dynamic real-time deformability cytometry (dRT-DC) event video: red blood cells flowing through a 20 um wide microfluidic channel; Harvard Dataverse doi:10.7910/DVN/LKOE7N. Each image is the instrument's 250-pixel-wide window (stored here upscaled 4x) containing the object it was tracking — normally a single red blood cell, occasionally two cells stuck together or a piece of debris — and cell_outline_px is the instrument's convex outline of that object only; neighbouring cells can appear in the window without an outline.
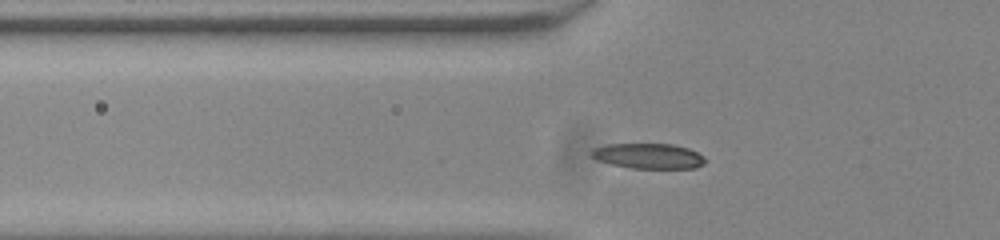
{"species": "common noctule bat (a hibernating species)", "species_latin": "Nyctalus noctula", "temperature_condition": "room temperature", "stored_images_in_passage": 39, "camera_frame_rate_fps": 3000, "um_per_image_px": 0.085, "animal": {"sex": "male", "body_mass_g": 20.0, "forearm_length_mm": 53.3}, "frame": {"image": 1, "passage_image": 4, "time_ms": 1.0, "image_size_px": [1000, 240], "cell_outline_px": [[708, 160], [704, 164], [696, 168], [632, 168], [608, 164], [596, 160], [588, 152], [592, 148], [608, 144], [672, 144], [688, 148], [704, 156]], "centroid_in_image_um": [55.09, 13.26], "position_along_channel_um": 70.7, "area_um2": 16.99}}
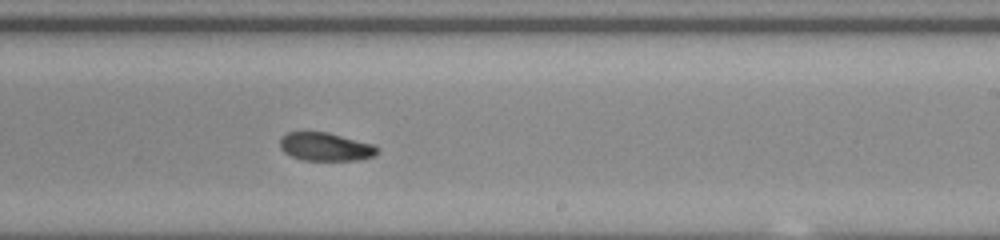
{"frame": {"image": 2, "passage_image": 19, "time_ms": 6.0, "image_size_px": [1000, 240], "cell_outline_px": [[376, 156], [356, 160], [304, 160], [292, 156], [284, 152], [280, 148], [280, 140], [288, 132], [328, 132], [372, 144], [376, 148]], "centroid_in_image_um": [27.65, 12.48], "position_along_channel_um": 261.4, "area_um2": 15.78}}
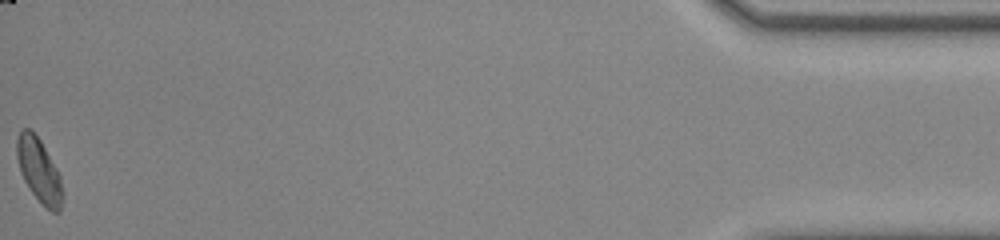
{"frame": {"image": 3, "passage_image": 39, "time_ms": 12.667, "image_size_px": [1000, 240], "cell_outline_px": [[64, 196], [60, 212], [52, 212], [32, 192], [24, 180], [20, 172], [16, 156], [16, 140], [20, 132], [24, 128], [28, 128], [40, 140], [56, 168], [60, 176]], "centroid_in_image_um": [3.32, 14.49], "position_along_channel_um": 431.9, "area_um2": 16.76}, "authors_computed_cell_mechanics": {"area_um2": 16.5308, "velocity_mm_per_s": 3.8432, "shape_relaxation_time_tau1_ms": 8.021, "shape_relaxation_time_tau2_ms": null, "deformation_change_tau1": 0.1757, "deformation_change_tau2": null}}